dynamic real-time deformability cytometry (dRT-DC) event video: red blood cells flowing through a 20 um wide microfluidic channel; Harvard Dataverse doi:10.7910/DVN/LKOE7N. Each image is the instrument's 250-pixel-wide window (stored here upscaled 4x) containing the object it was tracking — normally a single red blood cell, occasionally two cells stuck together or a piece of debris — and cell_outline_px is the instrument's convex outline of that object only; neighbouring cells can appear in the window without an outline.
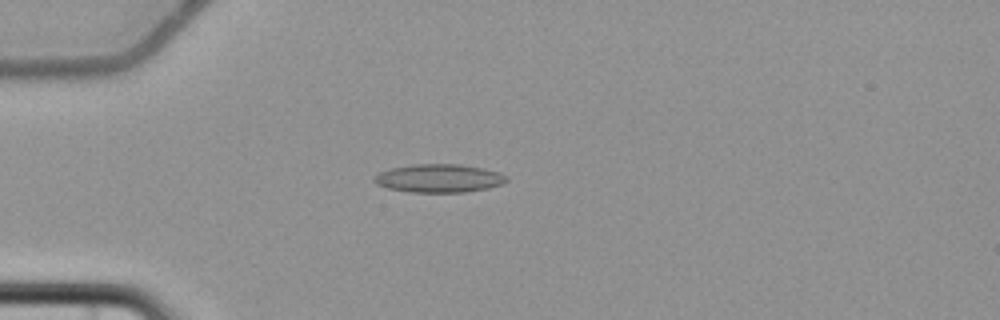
{"species": "common noctule bat (a hibernating species)", "species_latin": "Nyctalus noctula", "temperature_condition": "cold", "stored_images_in_passage": 5, "camera_frame_rate_fps": 3000, "um_per_image_px": 0.085, "animal": {"sex": "female", "body_mass_g": 22.7, "forearm_length_mm": 54.2}, "frame": {"image": 1, "passage_image": 5, "time_ms": 5.333, "image_size_px": [1000, 320], "cell_outline_px": [[508, 180], [504, 184], [488, 188], [464, 192], [408, 192], [388, 188], [376, 184], [372, 180], [380, 172], [392, 168], [412, 164], [460, 164], [484, 168], [500, 172], [508, 176]], "centroid_in_image_um": [37.36, 15.15], "position_along_channel_um": 47.6, "area_um2": 21.96}}